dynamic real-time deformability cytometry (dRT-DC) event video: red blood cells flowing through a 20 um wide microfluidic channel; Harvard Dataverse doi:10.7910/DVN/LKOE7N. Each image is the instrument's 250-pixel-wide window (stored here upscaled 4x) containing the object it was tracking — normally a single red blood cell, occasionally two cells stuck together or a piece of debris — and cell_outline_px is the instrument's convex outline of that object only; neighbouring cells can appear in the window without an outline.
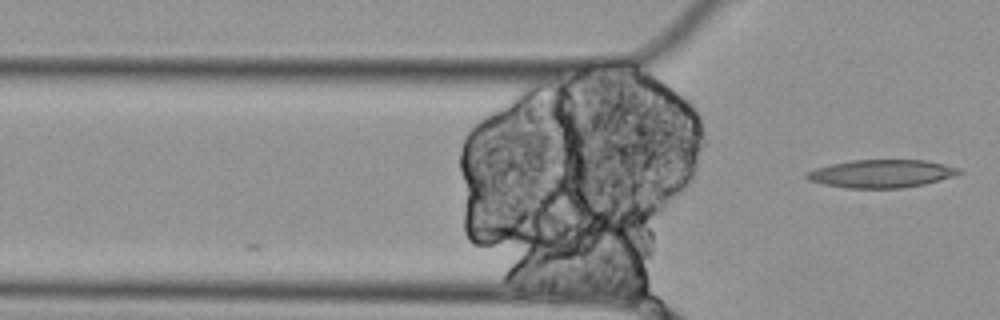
{"species": "Egyptian fruit bat (a non-hibernating species)", "species_latin": "Rousettus aegyptiacus", "temperature_condition": "cold", "stored_images_in_passage": 5, "camera_frame_rate_fps": 3000, "um_per_image_px": 0.085, "animal": {"sex": "female"}, "frame": {"image": 1, "passage_image": 5, "time_ms": 1.333, "image_size_px": [1000, 320], "cell_outline_px": [[964, 172], [956, 176], [924, 184], [900, 188], [848, 188], [824, 184], [808, 180], [804, 176], [804, 172], [828, 164], [852, 160], [928, 160], [960, 168]], "centroid_in_image_um": [74.93, 14.75], "position_along_channel_um": 50.9, "area_um2": 25.09}}